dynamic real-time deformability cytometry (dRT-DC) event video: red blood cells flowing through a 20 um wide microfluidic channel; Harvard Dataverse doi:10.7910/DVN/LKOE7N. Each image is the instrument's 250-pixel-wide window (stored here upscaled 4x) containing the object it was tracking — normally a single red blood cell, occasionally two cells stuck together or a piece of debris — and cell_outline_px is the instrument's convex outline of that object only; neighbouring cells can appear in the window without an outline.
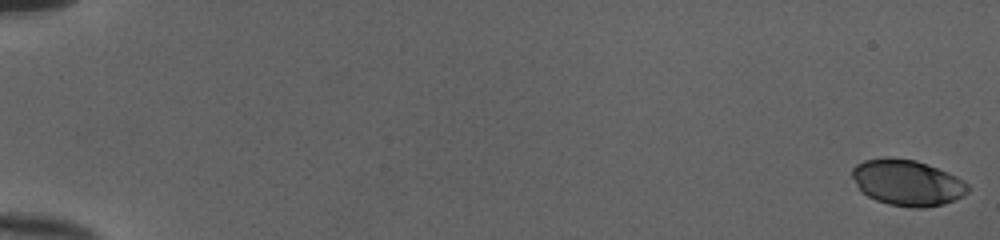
{"species": "human", "species_latin": "Homo sapiens", "temperature_condition": "cold", "stored_images_in_passage": 53, "camera_frame_rate_fps": 3000, "um_per_image_px": 0.085, "donor": {"sex": "female"}, "frame": {"image": 1, "passage_image": 1, "time_ms": 0.0, "image_size_px": [1000, 240], "cell_outline_px": [[972, 188], [964, 196], [956, 200], [944, 204], [924, 208], [916, 208], [888, 204], [876, 200], [860, 192], [852, 176], [852, 168], [856, 164], [864, 160], [888, 156], [916, 160], [928, 164], [948, 172], [964, 180]], "centroid_in_image_um": [77.14, 15.52], "position_along_channel_um": 7.9, "area_um2": 31.5}}
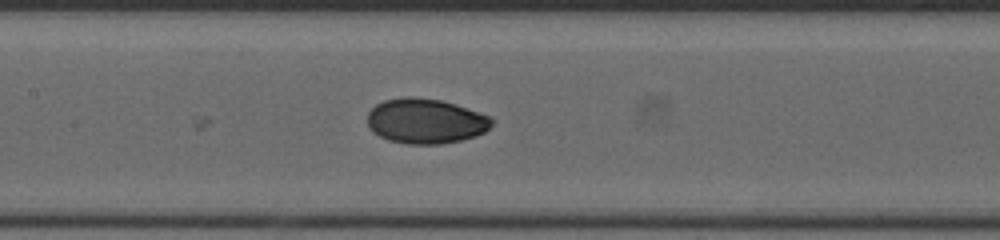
{"frame": {"image": 2, "passage_image": 28, "time_ms": 9.0, "image_size_px": [1000, 240], "cell_outline_px": [[496, 120], [484, 132], [476, 136], [460, 140], [440, 144], [408, 144], [388, 140], [372, 132], [368, 128], [368, 112], [376, 104], [384, 100], [404, 96], [412, 96], [440, 100], [488, 116]], "centroid_in_image_um": [36.13, 10.3], "position_along_channel_um": 171.3, "area_um2": 32.48}}
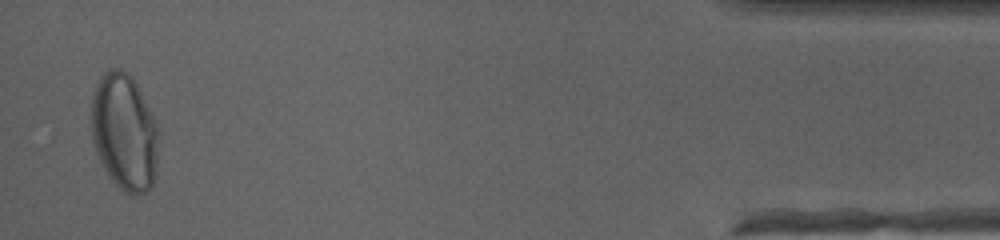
{"frame": {"image": 3, "passage_image": 52, "time_ms": 17.0, "image_size_px": [1000, 240], "cell_outline_px": [[160, 140], [156, 176], [148, 192], [132, 196], [124, 192], [108, 176], [96, 152], [92, 140], [88, 120], [92, 92], [96, 80], [104, 72], [112, 68], [120, 68], [128, 72], [132, 76], [160, 132]], "centroid_in_image_um": [10.54, 11.23], "position_along_channel_um": 424.7, "area_um2": 47.16}, "authors_computed_cell_mechanics": {"area_um2": 32.368, "velocity_mm_per_s": 4.0223, "shape_relaxation_time_tau1_ms": 3.7782, "shape_relaxation_time_tau2_ms": null, "deformation_change_tau1": 0.1461, "deformation_change_tau2": null}}